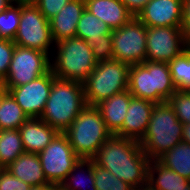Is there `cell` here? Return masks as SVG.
Returning a JSON list of instances; mask_svg holds the SVG:
<instances>
[{
  "label": "cell",
  "instance_id": "6da1fadb",
  "mask_svg": "<svg viewBox=\"0 0 190 190\" xmlns=\"http://www.w3.org/2000/svg\"><path fill=\"white\" fill-rule=\"evenodd\" d=\"M91 159L95 165L110 171L135 190L147 186L151 160L141 149L139 141L114 134Z\"/></svg>",
  "mask_w": 190,
  "mask_h": 190
},
{
  "label": "cell",
  "instance_id": "7a4b0ae2",
  "mask_svg": "<svg viewBox=\"0 0 190 190\" xmlns=\"http://www.w3.org/2000/svg\"><path fill=\"white\" fill-rule=\"evenodd\" d=\"M86 106L82 82L55 78L40 119L64 132Z\"/></svg>",
  "mask_w": 190,
  "mask_h": 190
},
{
  "label": "cell",
  "instance_id": "3957f363",
  "mask_svg": "<svg viewBox=\"0 0 190 190\" xmlns=\"http://www.w3.org/2000/svg\"><path fill=\"white\" fill-rule=\"evenodd\" d=\"M182 130L183 124L178 120L168 101L156 103L147 130L139 144L151 161L158 160L182 142Z\"/></svg>",
  "mask_w": 190,
  "mask_h": 190
},
{
  "label": "cell",
  "instance_id": "277c9868",
  "mask_svg": "<svg viewBox=\"0 0 190 190\" xmlns=\"http://www.w3.org/2000/svg\"><path fill=\"white\" fill-rule=\"evenodd\" d=\"M128 91L135 98L166 102L177 91L168 63L145 61L129 67Z\"/></svg>",
  "mask_w": 190,
  "mask_h": 190
},
{
  "label": "cell",
  "instance_id": "5b68a950",
  "mask_svg": "<svg viewBox=\"0 0 190 190\" xmlns=\"http://www.w3.org/2000/svg\"><path fill=\"white\" fill-rule=\"evenodd\" d=\"M51 70L57 79L83 82L97 66L91 46L72 37L55 43Z\"/></svg>",
  "mask_w": 190,
  "mask_h": 190
},
{
  "label": "cell",
  "instance_id": "8992f818",
  "mask_svg": "<svg viewBox=\"0 0 190 190\" xmlns=\"http://www.w3.org/2000/svg\"><path fill=\"white\" fill-rule=\"evenodd\" d=\"M63 133L73 151L83 159H91L112 136L99 109L93 105H87Z\"/></svg>",
  "mask_w": 190,
  "mask_h": 190
},
{
  "label": "cell",
  "instance_id": "52a82bcc",
  "mask_svg": "<svg viewBox=\"0 0 190 190\" xmlns=\"http://www.w3.org/2000/svg\"><path fill=\"white\" fill-rule=\"evenodd\" d=\"M130 65L115 59L97 62L82 82L87 105L96 106L114 94L128 90Z\"/></svg>",
  "mask_w": 190,
  "mask_h": 190
},
{
  "label": "cell",
  "instance_id": "ba28073f",
  "mask_svg": "<svg viewBox=\"0 0 190 190\" xmlns=\"http://www.w3.org/2000/svg\"><path fill=\"white\" fill-rule=\"evenodd\" d=\"M12 41L20 47L35 49L52 56L55 42L50 23L35 4L20 3V23Z\"/></svg>",
  "mask_w": 190,
  "mask_h": 190
},
{
  "label": "cell",
  "instance_id": "9c48e42d",
  "mask_svg": "<svg viewBox=\"0 0 190 190\" xmlns=\"http://www.w3.org/2000/svg\"><path fill=\"white\" fill-rule=\"evenodd\" d=\"M51 70V56L31 48L15 45L4 87H18L27 84Z\"/></svg>",
  "mask_w": 190,
  "mask_h": 190
},
{
  "label": "cell",
  "instance_id": "30bf717a",
  "mask_svg": "<svg viewBox=\"0 0 190 190\" xmlns=\"http://www.w3.org/2000/svg\"><path fill=\"white\" fill-rule=\"evenodd\" d=\"M147 27L133 17L128 23L111 31L113 59L129 65L146 61Z\"/></svg>",
  "mask_w": 190,
  "mask_h": 190
},
{
  "label": "cell",
  "instance_id": "8fae6325",
  "mask_svg": "<svg viewBox=\"0 0 190 190\" xmlns=\"http://www.w3.org/2000/svg\"><path fill=\"white\" fill-rule=\"evenodd\" d=\"M38 156L47 181L58 186L80 159L63 132H59Z\"/></svg>",
  "mask_w": 190,
  "mask_h": 190
},
{
  "label": "cell",
  "instance_id": "7c38bea8",
  "mask_svg": "<svg viewBox=\"0 0 190 190\" xmlns=\"http://www.w3.org/2000/svg\"><path fill=\"white\" fill-rule=\"evenodd\" d=\"M188 47L181 27H147L146 61L169 63Z\"/></svg>",
  "mask_w": 190,
  "mask_h": 190
},
{
  "label": "cell",
  "instance_id": "4fadbf2b",
  "mask_svg": "<svg viewBox=\"0 0 190 190\" xmlns=\"http://www.w3.org/2000/svg\"><path fill=\"white\" fill-rule=\"evenodd\" d=\"M55 78L52 70H50L27 84L5 88L29 118H40Z\"/></svg>",
  "mask_w": 190,
  "mask_h": 190
},
{
  "label": "cell",
  "instance_id": "5bb4252c",
  "mask_svg": "<svg viewBox=\"0 0 190 190\" xmlns=\"http://www.w3.org/2000/svg\"><path fill=\"white\" fill-rule=\"evenodd\" d=\"M183 0H150L137 14L146 27H182Z\"/></svg>",
  "mask_w": 190,
  "mask_h": 190
},
{
  "label": "cell",
  "instance_id": "9a60e30c",
  "mask_svg": "<svg viewBox=\"0 0 190 190\" xmlns=\"http://www.w3.org/2000/svg\"><path fill=\"white\" fill-rule=\"evenodd\" d=\"M154 104L132 96L123 126L115 135L140 141L147 130Z\"/></svg>",
  "mask_w": 190,
  "mask_h": 190
},
{
  "label": "cell",
  "instance_id": "2e32d148",
  "mask_svg": "<svg viewBox=\"0 0 190 190\" xmlns=\"http://www.w3.org/2000/svg\"><path fill=\"white\" fill-rule=\"evenodd\" d=\"M85 10L84 0H71L49 20L55 43L75 37L78 21Z\"/></svg>",
  "mask_w": 190,
  "mask_h": 190
},
{
  "label": "cell",
  "instance_id": "e0dca14e",
  "mask_svg": "<svg viewBox=\"0 0 190 190\" xmlns=\"http://www.w3.org/2000/svg\"><path fill=\"white\" fill-rule=\"evenodd\" d=\"M25 152L36 153L43 151L59 131L52 128L40 118H28L18 129Z\"/></svg>",
  "mask_w": 190,
  "mask_h": 190
},
{
  "label": "cell",
  "instance_id": "ac0fdd59",
  "mask_svg": "<svg viewBox=\"0 0 190 190\" xmlns=\"http://www.w3.org/2000/svg\"><path fill=\"white\" fill-rule=\"evenodd\" d=\"M85 9L102 20L112 30L128 23L134 15L120 0H84Z\"/></svg>",
  "mask_w": 190,
  "mask_h": 190
},
{
  "label": "cell",
  "instance_id": "d6986e66",
  "mask_svg": "<svg viewBox=\"0 0 190 190\" xmlns=\"http://www.w3.org/2000/svg\"><path fill=\"white\" fill-rule=\"evenodd\" d=\"M132 95L128 90L114 94L107 100L96 105L99 109L107 129L116 134L123 126L126 112Z\"/></svg>",
  "mask_w": 190,
  "mask_h": 190
},
{
  "label": "cell",
  "instance_id": "ffe728a7",
  "mask_svg": "<svg viewBox=\"0 0 190 190\" xmlns=\"http://www.w3.org/2000/svg\"><path fill=\"white\" fill-rule=\"evenodd\" d=\"M6 168L12 175L31 186L49 183L44 176L39 156L36 153L25 152Z\"/></svg>",
  "mask_w": 190,
  "mask_h": 190
},
{
  "label": "cell",
  "instance_id": "44dd1931",
  "mask_svg": "<svg viewBox=\"0 0 190 190\" xmlns=\"http://www.w3.org/2000/svg\"><path fill=\"white\" fill-rule=\"evenodd\" d=\"M189 183L190 180L165 167L158 160L150 162L147 187L151 190H180Z\"/></svg>",
  "mask_w": 190,
  "mask_h": 190
},
{
  "label": "cell",
  "instance_id": "7402d4cb",
  "mask_svg": "<svg viewBox=\"0 0 190 190\" xmlns=\"http://www.w3.org/2000/svg\"><path fill=\"white\" fill-rule=\"evenodd\" d=\"M59 187L63 190H97L93 160L80 158Z\"/></svg>",
  "mask_w": 190,
  "mask_h": 190
},
{
  "label": "cell",
  "instance_id": "603a6c76",
  "mask_svg": "<svg viewBox=\"0 0 190 190\" xmlns=\"http://www.w3.org/2000/svg\"><path fill=\"white\" fill-rule=\"evenodd\" d=\"M158 161L165 167L190 180V144L180 142Z\"/></svg>",
  "mask_w": 190,
  "mask_h": 190
},
{
  "label": "cell",
  "instance_id": "cb8c5ba5",
  "mask_svg": "<svg viewBox=\"0 0 190 190\" xmlns=\"http://www.w3.org/2000/svg\"><path fill=\"white\" fill-rule=\"evenodd\" d=\"M29 117L7 91L0 101V130H15Z\"/></svg>",
  "mask_w": 190,
  "mask_h": 190
},
{
  "label": "cell",
  "instance_id": "d4e9b609",
  "mask_svg": "<svg viewBox=\"0 0 190 190\" xmlns=\"http://www.w3.org/2000/svg\"><path fill=\"white\" fill-rule=\"evenodd\" d=\"M23 153L25 150L19 130H0V168L8 167Z\"/></svg>",
  "mask_w": 190,
  "mask_h": 190
},
{
  "label": "cell",
  "instance_id": "484cf974",
  "mask_svg": "<svg viewBox=\"0 0 190 190\" xmlns=\"http://www.w3.org/2000/svg\"><path fill=\"white\" fill-rule=\"evenodd\" d=\"M111 31L108 25L85 9L78 21L75 37L89 42L98 40L100 36L110 34Z\"/></svg>",
  "mask_w": 190,
  "mask_h": 190
},
{
  "label": "cell",
  "instance_id": "4316f807",
  "mask_svg": "<svg viewBox=\"0 0 190 190\" xmlns=\"http://www.w3.org/2000/svg\"><path fill=\"white\" fill-rule=\"evenodd\" d=\"M168 65L176 89L190 91V46L171 60Z\"/></svg>",
  "mask_w": 190,
  "mask_h": 190
},
{
  "label": "cell",
  "instance_id": "83f0119b",
  "mask_svg": "<svg viewBox=\"0 0 190 190\" xmlns=\"http://www.w3.org/2000/svg\"><path fill=\"white\" fill-rule=\"evenodd\" d=\"M20 23V3L13 2L0 13V38L13 40Z\"/></svg>",
  "mask_w": 190,
  "mask_h": 190
},
{
  "label": "cell",
  "instance_id": "f1b7e54d",
  "mask_svg": "<svg viewBox=\"0 0 190 190\" xmlns=\"http://www.w3.org/2000/svg\"><path fill=\"white\" fill-rule=\"evenodd\" d=\"M94 181L97 190H135L110 171L94 164Z\"/></svg>",
  "mask_w": 190,
  "mask_h": 190
},
{
  "label": "cell",
  "instance_id": "f546056e",
  "mask_svg": "<svg viewBox=\"0 0 190 190\" xmlns=\"http://www.w3.org/2000/svg\"><path fill=\"white\" fill-rule=\"evenodd\" d=\"M178 120L184 125L190 123V91L177 90L167 100Z\"/></svg>",
  "mask_w": 190,
  "mask_h": 190
},
{
  "label": "cell",
  "instance_id": "4dcf8cb0",
  "mask_svg": "<svg viewBox=\"0 0 190 190\" xmlns=\"http://www.w3.org/2000/svg\"><path fill=\"white\" fill-rule=\"evenodd\" d=\"M88 44L91 46L94 58L98 61H106L113 59L112 34L100 36L98 40H90Z\"/></svg>",
  "mask_w": 190,
  "mask_h": 190
},
{
  "label": "cell",
  "instance_id": "1f68e13d",
  "mask_svg": "<svg viewBox=\"0 0 190 190\" xmlns=\"http://www.w3.org/2000/svg\"><path fill=\"white\" fill-rule=\"evenodd\" d=\"M15 43L11 39L0 38V82L7 75Z\"/></svg>",
  "mask_w": 190,
  "mask_h": 190
},
{
  "label": "cell",
  "instance_id": "d6a6232c",
  "mask_svg": "<svg viewBox=\"0 0 190 190\" xmlns=\"http://www.w3.org/2000/svg\"><path fill=\"white\" fill-rule=\"evenodd\" d=\"M31 185L12 175L7 168H0V190H30Z\"/></svg>",
  "mask_w": 190,
  "mask_h": 190
},
{
  "label": "cell",
  "instance_id": "836d02e7",
  "mask_svg": "<svg viewBox=\"0 0 190 190\" xmlns=\"http://www.w3.org/2000/svg\"><path fill=\"white\" fill-rule=\"evenodd\" d=\"M71 0H37L34 4L39 11L49 21L57 15L60 10L66 6Z\"/></svg>",
  "mask_w": 190,
  "mask_h": 190
},
{
  "label": "cell",
  "instance_id": "e575fe53",
  "mask_svg": "<svg viewBox=\"0 0 190 190\" xmlns=\"http://www.w3.org/2000/svg\"><path fill=\"white\" fill-rule=\"evenodd\" d=\"M183 23L182 31L184 33L185 40L190 46V0H183Z\"/></svg>",
  "mask_w": 190,
  "mask_h": 190
},
{
  "label": "cell",
  "instance_id": "d590c367",
  "mask_svg": "<svg viewBox=\"0 0 190 190\" xmlns=\"http://www.w3.org/2000/svg\"><path fill=\"white\" fill-rule=\"evenodd\" d=\"M136 17L150 0H120Z\"/></svg>",
  "mask_w": 190,
  "mask_h": 190
},
{
  "label": "cell",
  "instance_id": "8d00e7d4",
  "mask_svg": "<svg viewBox=\"0 0 190 190\" xmlns=\"http://www.w3.org/2000/svg\"><path fill=\"white\" fill-rule=\"evenodd\" d=\"M182 141L190 144V123L183 125Z\"/></svg>",
  "mask_w": 190,
  "mask_h": 190
},
{
  "label": "cell",
  "instance_id": "74e56055",
  "mask_svg": "<svg viewBox=\"0 0 190 190\" xmlns=\"http://www.w3.org/2000/svg\"><path fill=\"white\" fill-rule=\"evenodd\" d=\"M58 185L53 183H46L40 186H31L30 190H56Z\"/></svg>",
  "mask_w": 190,
  "mask_h": 190
},
{
  "label": "cell",
  "instance_id": "f35d334b",
  "mask_svg": "<svg viewBox=\"0 0 190 190\" xmlns=\"http://www.w3.org/2000/svg\"><path fill=\"white\" fill-rule=\"evenodd\" d=\"M13 2L14 0H0V13L5 11Z\"/></svg>",
  "mask_w": 190,
  "mask_h": 190
},
{
  "label": "cell",
  "instance_id": "ab89813d",
  "mask_svg": "<svg viewBox=\"0 0 190 190\" xmlns=\"http://www.w3.org/2000/svg\"><path fill=\"white\" fill-rule=\"evenodd\" d=\"M7 92L6 88L2 85L0 82V101L2 99V96Z\"/></svg>",
  "mask_w": 190,
  "mask_h": 190
},
{
  "label": "cell",
  "instance_id": "60d3db41",
  "mask_svg": "<svg viewBox=\"0 0 190 190\" xmlns=\"http://www.w3.org/2000/svg\"><path fill=\"white\" fill-rule=\"evenodd\" d=\"M37 0H14L17 3H31L34 4Z\"/></svg>",
  "mask_w": 190,
  "mask_h": 190
},
{
  "label": "cell",
  "instance_id": "b9f144b4",
  "mask_svg": "<svg viewBox=\"0 0 190 190\" xmlns=\"http://www.w3.org/2000/svg\"><path fill=\"white\" fill-rule=\"evenodd\" d=\"M180 190H190V183L186 187H184L183 189H180Z\"/></svg>",
  "mask_w": 190,
  "mask_h": 190
},
{
  "label": "cell",
  "instance_id": "7bdbcfd3",
  "mask_svg": "<svg viewBox=\"0 0 190 190\" xmlns=\"http://www.w3.org/2000/svg\"><path fill=\"white\" fill-rule=\"evenodd\" d=\"M140 190H151L149 187H143L142 189H140Z\"/></svg>",
  "mask_w": 190,
  "mask_h": 190
},
{
  "label": "cell",
  "instance_id": "ee69618b",
  "mask_svg": "<svg viewBox=\"0 0 190 190\" xmlns=\"http://www.w3.org/2000/svg\"><path fill=\"white\" fill-rule=\"evenodd\" d=\"M56 190H63V189H62L61 187L58 186V187L56 188Z\"/></svg>",
  "mask_w": 190,
  "mask_h": 190
}]
</instances>
